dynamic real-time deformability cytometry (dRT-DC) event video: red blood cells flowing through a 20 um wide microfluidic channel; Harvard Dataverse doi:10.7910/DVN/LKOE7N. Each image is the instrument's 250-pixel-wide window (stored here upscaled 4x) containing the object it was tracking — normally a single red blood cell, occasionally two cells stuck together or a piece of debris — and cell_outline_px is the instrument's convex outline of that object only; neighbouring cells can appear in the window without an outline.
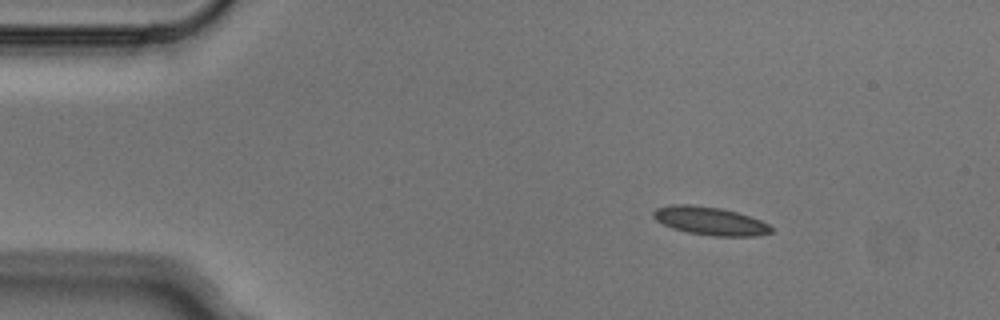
{"species": "Egyptian fruit bat (a non-hibernating species)", "species_latin": "Rousettus aegyptiacus", "temperature_condition": "cold", "stored_images_in_passage": 3, "camera_frame_rate_fps": 3000, "um_per_image_px": 0.085, "animal": {"sex": "male"}, "frame": {"image": 1, "passage_image": 2, "time_ms": 0.333, "image_size_px": [1000, 320], "cell_outline_px": [[772, 232], [760, 236], [712, 236], [688, 232], [672, 228], [656, 220], [652, 216], [652, 212], [656, 208], [672, 204], [688, 204], [720, 208], [736, 212], [760, 220], [768, 224], [772, 228]], "centroid_in_image_um": [60.34, 18.78], "position_along_channel_um": 24.7, "area_um2": 19.31}}